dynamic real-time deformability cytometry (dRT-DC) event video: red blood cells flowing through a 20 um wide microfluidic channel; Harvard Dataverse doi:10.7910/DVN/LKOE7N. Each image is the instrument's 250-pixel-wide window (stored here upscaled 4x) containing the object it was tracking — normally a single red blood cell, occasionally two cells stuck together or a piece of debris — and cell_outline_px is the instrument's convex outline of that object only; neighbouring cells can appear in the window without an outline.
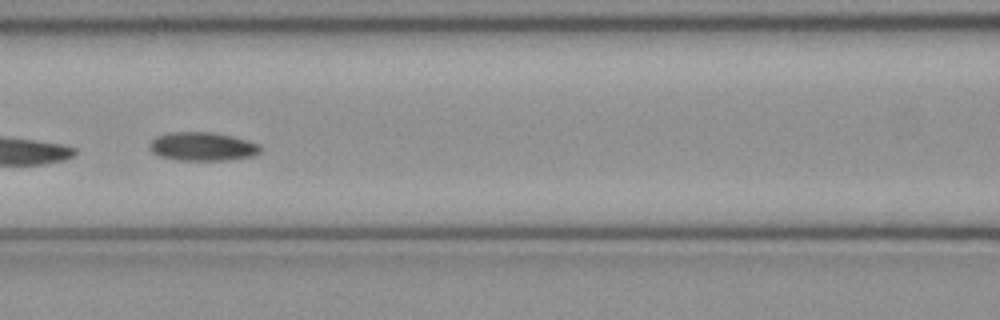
{"species": "common noctule bat (a hibernating species)", "species_latin": "Nyctalus noctula", "temperature_condition": "cold", "stored_images_in_passage": 12, "camera_frame_rate_fps": 3000, "um_per_image_px": 0.085, "animal": {"sex": "female", "body_mass_g": 21.9}, "frame": {"image": 1, "passage_image": 7, "time_ms": 2.0, "image_size_px": [1000, 320], "cell_outline_px": [[260, 152], [252, 156], [228, 160], [180, 160], [160, 156], [152, 152], [148, 148], [148, 144], [156, 136], [168, 132], [212, 132], [232, 136], [248, 140], [260, 144]], "centroid_in_image_um": [17.19, 12.44], "position_along_channel_um": 149.4, "area_um2": 18.55}}